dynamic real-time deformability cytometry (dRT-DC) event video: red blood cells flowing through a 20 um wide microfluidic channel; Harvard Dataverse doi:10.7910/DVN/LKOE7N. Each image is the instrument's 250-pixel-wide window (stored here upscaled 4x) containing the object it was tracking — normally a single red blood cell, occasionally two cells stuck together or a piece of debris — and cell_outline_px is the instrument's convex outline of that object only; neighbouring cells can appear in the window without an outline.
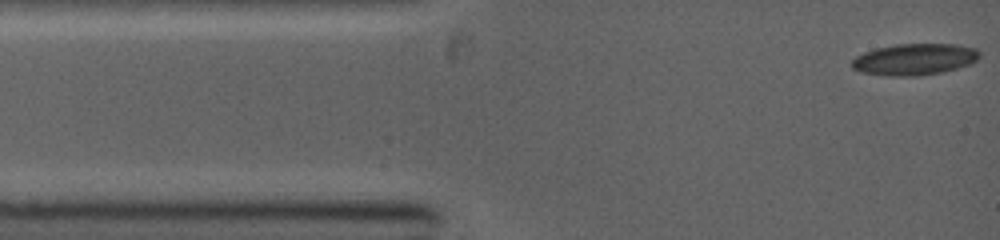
{"species": "common noctule bat (a hibernating species)", "species_latin": "Nyctalus noctula", "temperature_condition": "warm", "stored_images_in_passage": 14, "camera_frame_rate_fps": 5000, "um_per_image_px": 0.085, "animal": {"sex": "female", "body_mass_g": 19.0, "forearm_length_mm": 53.3}, "frame": {"image": 1, "passage_image": 1, "time_ms": 0.0, "image_size_px": [1000, 240], "cell_outline_px": [[980, 56], [972, 64], [940, 72], [916, 76], [888, 76], [860, 72], [852, 68], [852, 60], [856, 56], [864, 52], [876, 48], [896, 44], [956, 44], [976, 48], [980, 52]], "centroid_in_image_um": [77.73, 5.04], "position_along_channel_um": 7.3, "area_um2": 23.47}}
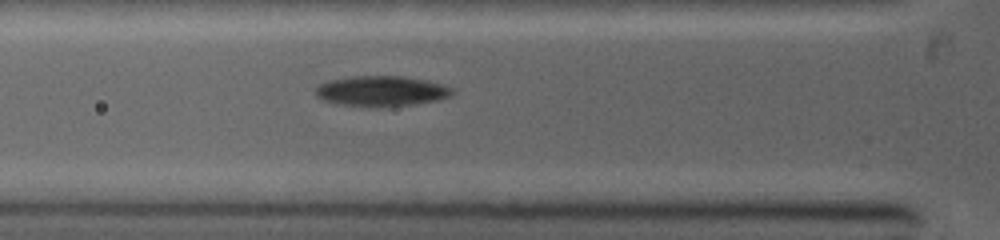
{"frame": {"image": 2, "passage_image": 8, "time_ms": 3.2, "image_size_px": [1000, 240], "cell_outline_px": [[456, 92], [452, 96], [436, 100], [416, 104], [336, 104], [324, 100], [316, 96], [316, 88], [320, 84], [328, 80], [352, 76], [404, 76], [428, 80], [452, 88]], "centroid_in_image_um": [32.45, 7.69], "position_along_channel_um": 93.3, "area_um2": 23.41}}
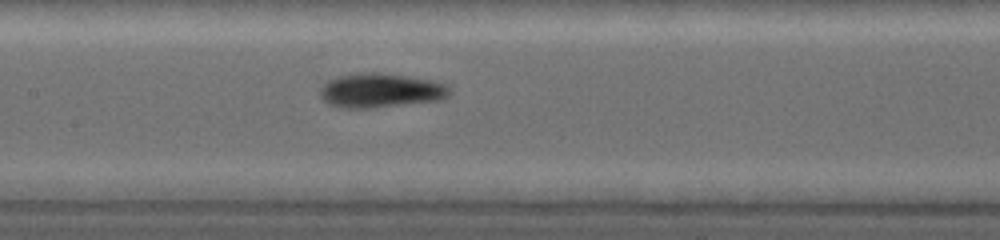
{"frame": {"image": 3, "passage_image": 14, "time_ms": 5.0, "image_size_px": [1000, 240], "cell_outline_px": [[448, 96], [436, 100], [372, 108], [344, 108], [328, 104], [320, 96], [320, 88], [328, 80], [340, 76], [360, 72], [380, 72], [408, 76], [432, 80], [448, 84]], "centroid_in_image_um": [32.31, 7.68], "position_along_channel_um": 175.1, "area_um2": 25.78}}